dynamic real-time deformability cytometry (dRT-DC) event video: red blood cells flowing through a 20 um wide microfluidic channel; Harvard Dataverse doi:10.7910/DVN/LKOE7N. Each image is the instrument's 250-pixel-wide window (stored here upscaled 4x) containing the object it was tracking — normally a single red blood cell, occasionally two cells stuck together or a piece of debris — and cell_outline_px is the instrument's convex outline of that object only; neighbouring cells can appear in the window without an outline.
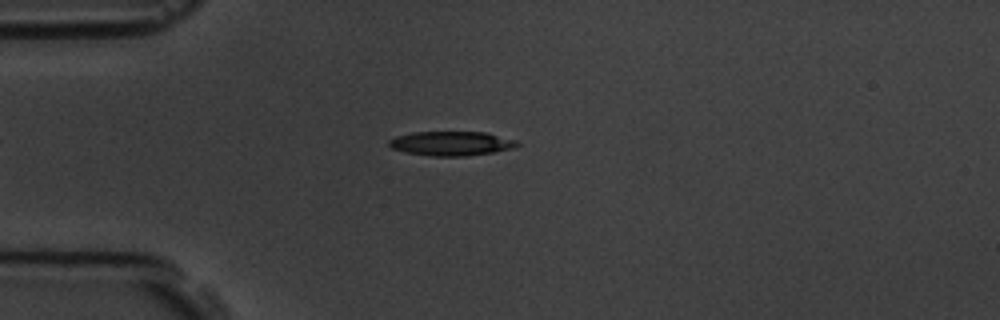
{"species": "common noctule bat (a hibernating species)", "species_latin": "Nyctalus noctula", "temperature_condition": "room temperature", "stored_images_in_passage": 4, "camera_frame_rate_fps": 3000, "um_per_image_px": 0.085, "animal": {"sex": "male", "body_mass_g": 19.5, "forearm_length_mm": 54.6}, "frame": {"image": 1, "passage_image": 4, "time_ms": 3.333, "image_size_px": [1000, 320], "cell_outline_px": [[520, 144], [516, 148], [492, 152], [464, 156], [432, 156], [404, 152], [392, 148], [388, 144], [388, 140], [396, 136], [412, 132], [488, 132], [516, 140]], "centroid_in_image_um": [38.37, 12.19], "position_along_channel_um": 46.6, "area_um2": 18.26}}